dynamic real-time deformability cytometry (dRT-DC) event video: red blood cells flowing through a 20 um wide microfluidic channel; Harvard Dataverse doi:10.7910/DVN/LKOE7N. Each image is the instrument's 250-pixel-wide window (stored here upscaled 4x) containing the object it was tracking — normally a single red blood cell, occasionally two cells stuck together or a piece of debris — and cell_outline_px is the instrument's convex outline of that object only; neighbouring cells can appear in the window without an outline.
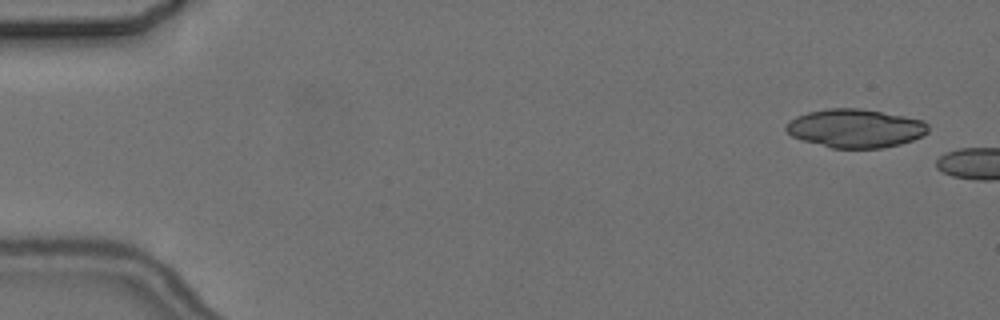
{"species": "common noctule bat (a hibernating species)", "species_latin": "Nyctalus noctula", "temperature_condition": "cold", "stored_images_in_passage": 13, "camera_frame_rate_fps": 3000, "um_per_image_px": 0.085, "animal": {"sex": "female", "body_mass_g": 24.6, "forearm_length_mm": 56.2}, "frame": {"image": 1, "passage_image": 1, "time_ms": 0.0, "image_size_px": [1000, 320], "cell_outline_px": [[928, 132], [912, 140], [900, 144], [884, 148], [832, 148], [804, 140], [792, 136], [784, 128], [788, 120], [796, 116], [808, 112], [828, 108], [860, 108], [904, 116], [924, 120], [928, 124]], "centroid_in_image_um": [72.7, 10.9], "position_along_channel_um": 12.3, "area_um2": 31.91}}
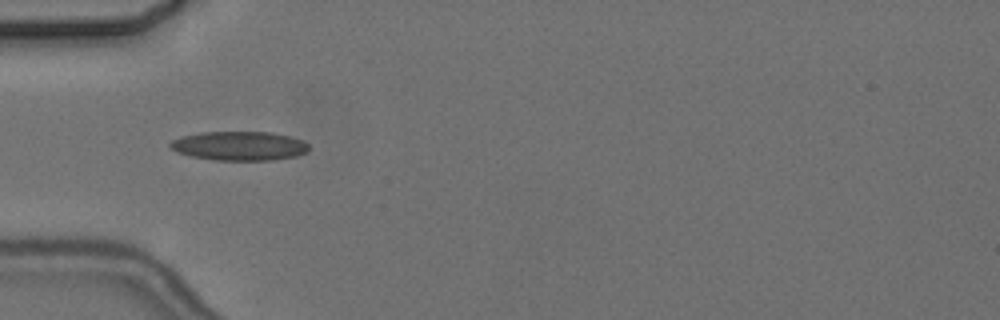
{"frame": {"image": 2, "passage_image": 4, "time_ms": 7.0, "image_size_px": [1000, 320], "cell_outline_px": [[308, 152], [296, 156], [272, 160], [216, 160], [192, 156], [176, 152], [168, 144], [172, 140], [180, 136], [200, 132], [272, 132], [304, 140], [308, 144]], "centroid_in_image_um": [20.34, 12.39], "position_along_channel_um": 64.7, "area_um2": 23.58}}
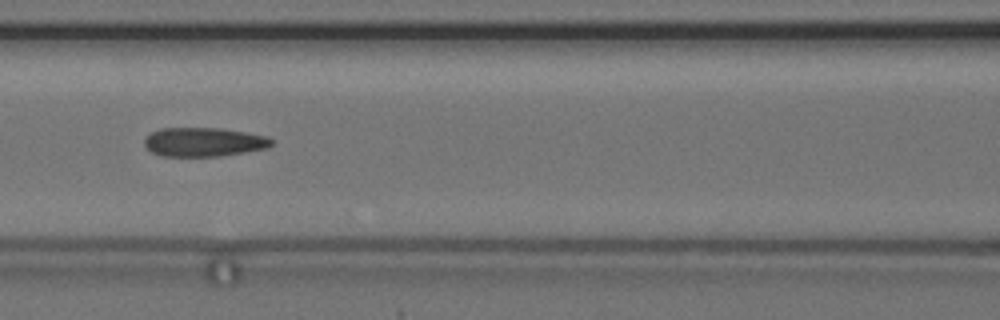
{"frame": {"image": 3, "passage_image": 6, "time_ms": 9.333, "image_size_px": [1000, 320], "cell_outline_px": [[272, 144], [268, 148], [220, 156], [160, 156], [152, 152], [144, 144], [144, 140], [152, 132], [160, 128], [220, 128], [268, 136], [272, 140]], "centroid_in_image_um": [17.32, 12.07], "position_along_channel_um": 149.3, "area_um2": 21.39}}